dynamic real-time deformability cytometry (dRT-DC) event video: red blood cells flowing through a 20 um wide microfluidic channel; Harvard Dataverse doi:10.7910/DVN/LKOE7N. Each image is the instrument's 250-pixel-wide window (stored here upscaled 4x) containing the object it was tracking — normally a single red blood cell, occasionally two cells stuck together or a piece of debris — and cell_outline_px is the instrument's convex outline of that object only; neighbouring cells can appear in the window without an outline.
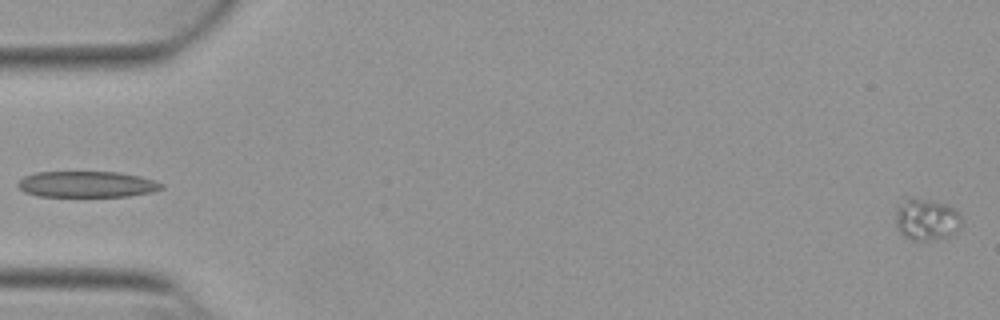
{"species": "Egyptian fruit bat (a non-hibernating species)", "species_latin": "Rousettus aegyptiacus", "temperature_condition": "warm", "stored_images_in_passage": 53, "camera_frame_rate_fps": 3000, "um_per_image_px": 0.085, "animal": {"sex": "female"}, "frame": {"image": 1, "passage_image": 1, "time_ms": 0.0, "image_size_px": [1000, 320], "cell_outline_px": [[960, 228], [956, 232], [948, 236], [936, 240], [908, 240], [896, 228], [896, 204], [900, 196], [912, 196], [932, 200], [948, 204], [960, 212]], "centroid_in_image_um": [78.69, 18.6], "position_along_channel_um": 6.3, "area_um2": 16.88}}
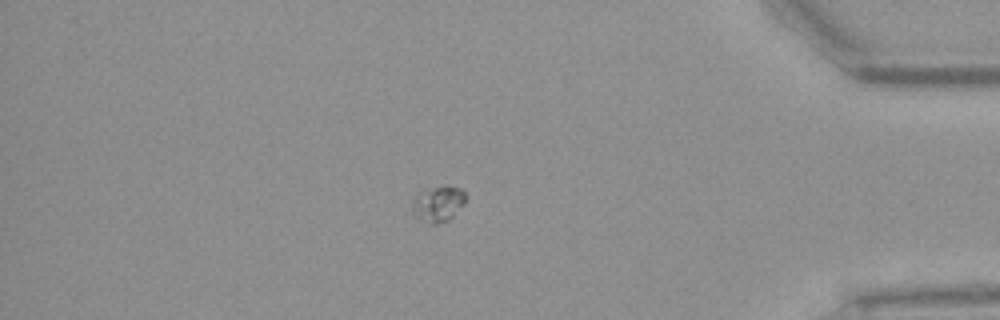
{"frame": {"image": 2, "passage_image": 46, "time_ms": 15.0, "image_size_px": [1000, 320], "cell_outline_px": [[464, 204], [448, 220], [436, 224], [428, 224], [416, 216], [412, 208], [412, 196], [416, 192], [444, 184], [448, 184], [460, 188], [464, 192]], "centroid_in_image_um": [37.2, 17.28], "position_along_channel_um": 398.0, "area_um2": 11.33}}
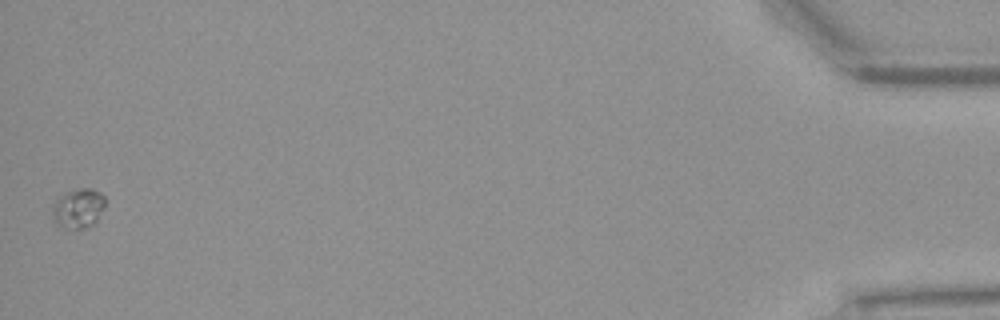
{"frame": {"image": 3, "passage_image": 53, "time_ms": 17.333, "image_size_px": [1000, 320], "cell_outline_px": [[104, 208], [96, 220], [92, 224], [84, 228], [72, 228], [56, 224], [52, 220], [52, 208], [56, 200], [60, 196], [68, 192], [80, 188], [92, 188], [100, 192], [104, 196]], "centroid_in_image_um": [6.65, 17.69], "position_along_channel_um": 428.6, "area_um2": 11.96}}